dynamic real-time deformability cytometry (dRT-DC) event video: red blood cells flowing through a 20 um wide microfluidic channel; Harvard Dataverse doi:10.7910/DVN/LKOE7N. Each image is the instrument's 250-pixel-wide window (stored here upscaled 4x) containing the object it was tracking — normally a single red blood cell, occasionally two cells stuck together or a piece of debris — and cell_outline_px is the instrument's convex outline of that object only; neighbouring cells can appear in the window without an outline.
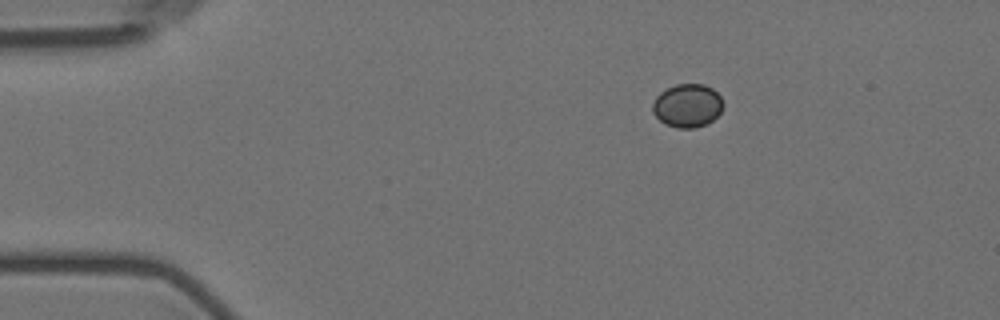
{"species": "Egyptian fruit bat (a non-hibernating species)", "species_latin": "Rousettus aegyptiacus", "temperature_condition": "room temperature", "stored_images_in_passage": 3, "camera_frame_rate_fps": 3000, "um_per_image_px": 0.085, "animal": {"sex": "female"}, "frame": {"image": 1, "passage_image": 1, "time_ms": 0.0, "image_size_px": [1000, 320], "cell_outline_px": [[724, 104], [720, 112], [712, 120], [696, 128], [676, 128], [664, 124], [652, 112], [652, 104], [656, 96], [660, 92], [676, 84], [704, 84], [712, 88], [720, 96]], "centroid_in_image_um": [58.41, 8.97], "position_along_channel_um": 26.6, "area_um2": 17.86}}